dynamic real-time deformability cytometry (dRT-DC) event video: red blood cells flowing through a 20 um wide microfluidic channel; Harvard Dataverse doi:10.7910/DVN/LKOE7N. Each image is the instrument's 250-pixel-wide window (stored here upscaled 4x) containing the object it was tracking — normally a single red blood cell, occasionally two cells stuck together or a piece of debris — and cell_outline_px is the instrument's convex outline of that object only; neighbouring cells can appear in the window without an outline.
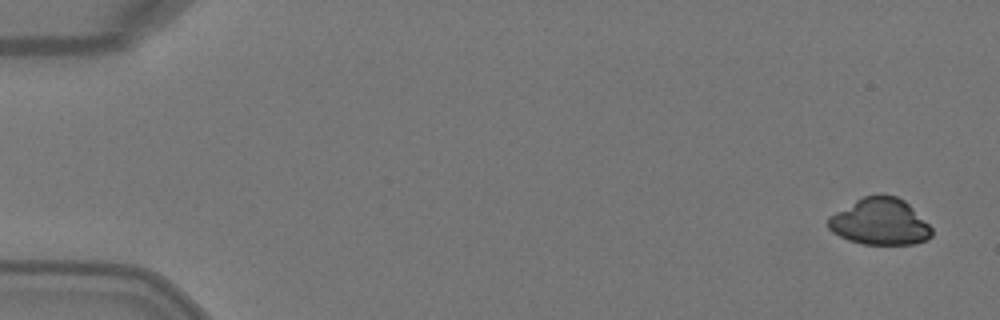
{"species": "Egyptian fruit bat (a non-hibernating species)", "species_latin": "Rousettus aegyptiacus", "temperature_condition": "warm", "stored_images_in_passage": 4, "camera_frame_rate_fps": 3000, "um_per_image_px": 0.085, "animal": {"sex": "female"}, "frame": {"image": 1, "passage_image": 1, "time_ms": 0.0, "image_size_px": [1000, 320], "cell_outline_px": [[932, 236], [916, 244], [860, 244], [848, 240], [832, 232], [828, 228], [828, 216], [856, 200], [864, 196], [896, 196], [904, 200], [932, 228]], "centroid_in_image_um": [74.77, 18.87], "position_along_channel_um": 10.2, "area_um2": 27.8}}